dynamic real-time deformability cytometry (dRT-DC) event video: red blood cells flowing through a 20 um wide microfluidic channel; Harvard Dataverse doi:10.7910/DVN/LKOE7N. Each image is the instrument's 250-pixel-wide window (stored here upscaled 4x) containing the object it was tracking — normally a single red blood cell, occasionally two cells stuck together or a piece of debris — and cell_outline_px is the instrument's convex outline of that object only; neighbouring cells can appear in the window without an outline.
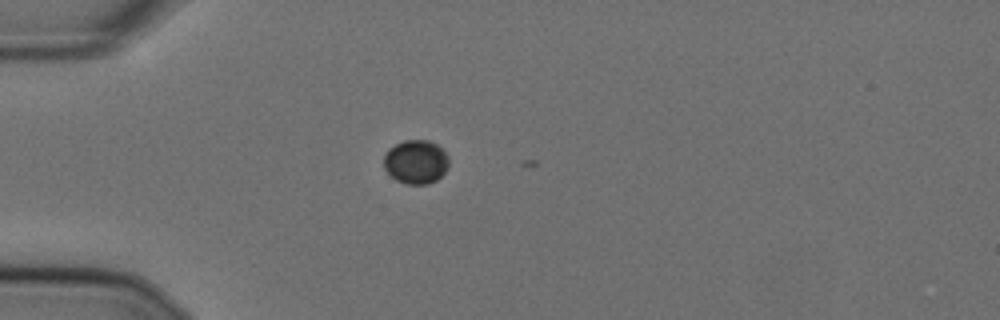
{"species": "Egyptian fruit bat (a non-hibernating species)", "species_latin": "Rousettus aegyptiacus", "temperature_condition": "cold", "stored_images_in_passage": 8, "camera_frame_rate_fps": 3000, "um_per_image_px": 0.085, "animal": {"sex": "female"}, "frame": {"image": 1, "passage_image": 3, "time_ms": 0.667, "image_size_px": [1000, 320], "cell_outline_px": [[448, 168], [436, 180], [428, 184], [408, 184], [396, 180], [384, 168], [384, 156], [388, 148], [404, 140], [428, 140], [436, 144], [448, 156]], "centroid_in_image_um": [35.34, 13.75], "position_along_channel_um": 49.7, "area_um2": 16.53}}
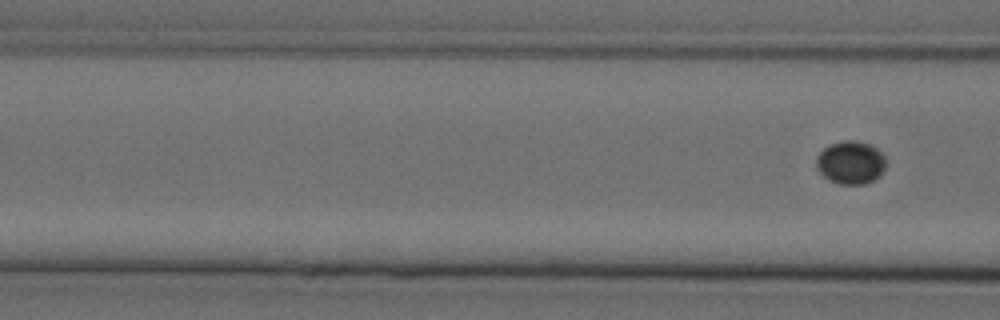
{"frame": {"image": 2, "passage_image": 8, "time_ms": 2.333, "image_size_px": [1000, 320], "cell_outline_px": [[884, 168], [880, 176], [864, 184], [840, 184], [828, 180], [816, 168], [816, 156], [824, 148], [832, 144], [844, 140], [856, 140], [868, 144], [876, 148], [884, 156]], "centroid_in_image_um": [72.28, 13.82], "position_along_channel_um": 94.3, "area_um2": 17.34}}